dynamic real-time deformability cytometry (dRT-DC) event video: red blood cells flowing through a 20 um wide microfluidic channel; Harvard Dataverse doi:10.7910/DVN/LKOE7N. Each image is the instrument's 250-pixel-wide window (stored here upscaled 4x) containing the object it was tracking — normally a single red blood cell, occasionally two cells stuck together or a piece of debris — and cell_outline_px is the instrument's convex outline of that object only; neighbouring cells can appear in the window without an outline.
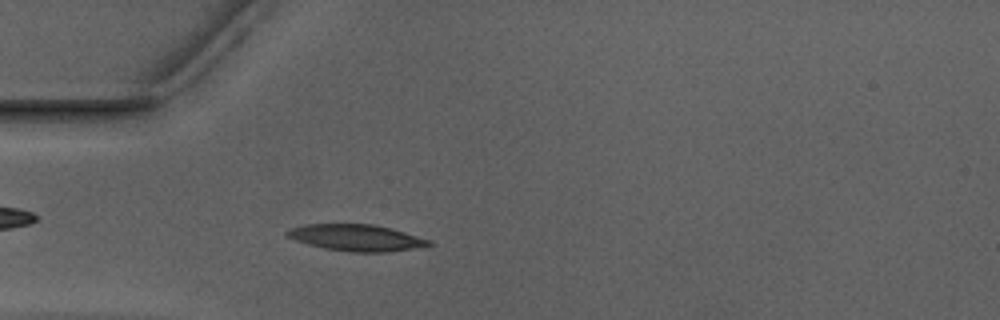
{"species": "Egyptian fruit bat (a non-hibernating species)", "species_latin": "Rousettus aegyptiacus", "temperature_condition": "warm", "stored_images_in_passage": 46, "camera_frame_rate_fps": 3000, "um_per_image_px": 0.085, "animal": {"sex": "male"}, "frame": {"image": 1, "passage_image": 9, "time_ms": 2.667, "image_size_px": [1000, 320], "cell_outline_px": [[436, 244], [388, 252], [348, 252], [324, 248], [308, 244], [296, 240], [288, 236], [284, 232], [288, 228], [304, 224], [376, 224], [392, 228], [432, 240]], "centroid_in_image_um": [30.31, 20.2], "position_along_channel_um": 54.7, "area_um2": 22.08}}
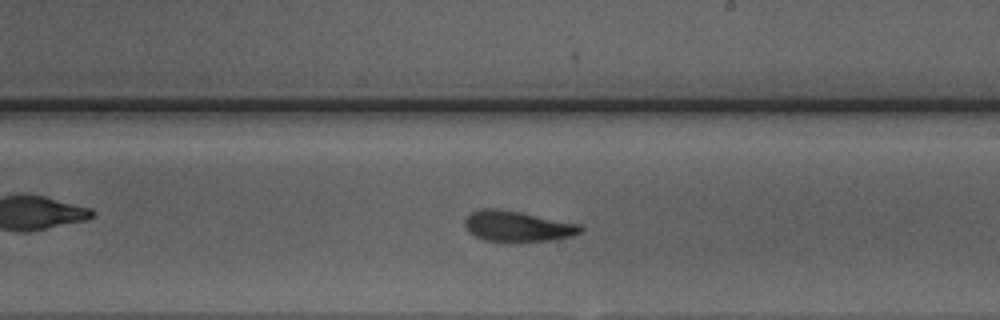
{"frame": {"image": 2, "passage_image": 24, "time_ms": 7.667, "image_size_px": [1000, 320], "cell_outline_px": [[584, 228], [580, 232], [572, 236], [548, 240], [508, 244], [484, 240], [468, 232], [464, 224], [464, 220], [472, 212], [480, 208], [496, 208], [520, 212], [580, 224]], "centroid_in_image_um": [43.94, 19.26], "position_along_channel_um": 245.1, "area_um2": 21.1}}
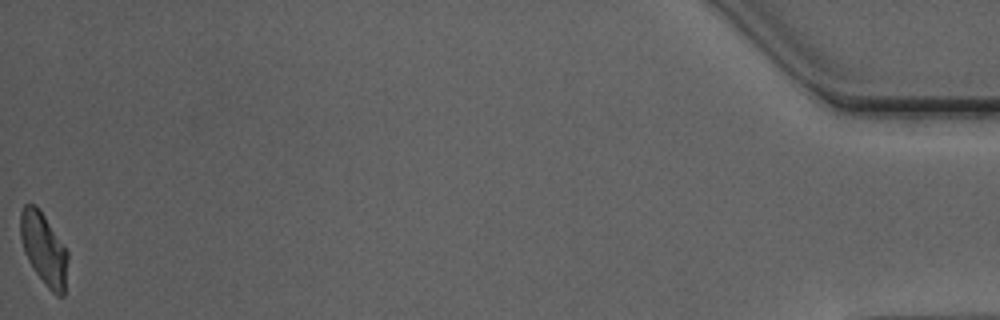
{"frame": {"image": 3, "passage_image": 46, "time_ms": 15.0, "image_size_px": [1000, 320], "cell_outline_px": [[68, 256], [64, 296], [56, 296], [48, 288], [32, 268], [24, 252], [20, 240], [20, 212], [24, 204], [36, 204], [68, 252]], "centroid_in_image_um": [3.7, 21.16], "position_along_channel_um": 431.5, "area_um2": 19.83}, "authors_computed_cell_mechanics": {"area_um2": 21.097, "velocity_mm_per_s": 3.943, "shape_relaxation_time_tau1_ms": 5.0444, "shape_relaxation_time_tau2_ms": 2.2627, "deformation_change_tau1": 0.165, "deformation_change_tau2": 0.1018}}